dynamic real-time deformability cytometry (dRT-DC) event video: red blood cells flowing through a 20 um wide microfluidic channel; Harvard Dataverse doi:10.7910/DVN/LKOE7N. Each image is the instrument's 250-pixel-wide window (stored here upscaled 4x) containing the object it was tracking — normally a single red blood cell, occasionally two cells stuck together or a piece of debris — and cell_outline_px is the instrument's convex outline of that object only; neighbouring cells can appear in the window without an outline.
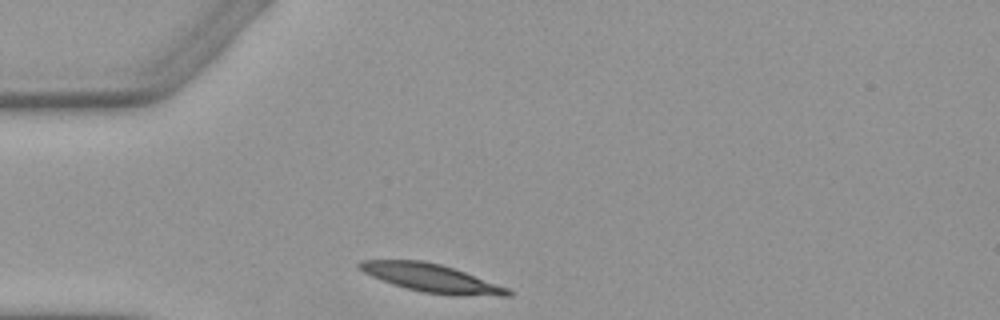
{"species": "Egyptian fruit bat (a non-hibernating species)", "species_latin": "Rousettus aegyptiacus", "temperature_condition": "warm", "stored_images_in_passage": 2, "camera_frame_rate_fps": 3000, "um_per_image_px": 0.085, "animal": {"sex": "female"}, "frame": {"image": 1, "passage_image": 1, "time_ms": 0.0, "image_size_px": [1000, 320], "cell_outline_px": [[512, 296], [452, 296], [424, 292], [392, 284], [372, 276], [364, 272], [356, 264], [360, 260], [424, 260], [440, 264], [464, 272], [508, 288], [512, 292]], "centroid_in_image_um": [36.68, 23.64], "position_along_channel_um": 48.3, "area_um2": 24.22}}